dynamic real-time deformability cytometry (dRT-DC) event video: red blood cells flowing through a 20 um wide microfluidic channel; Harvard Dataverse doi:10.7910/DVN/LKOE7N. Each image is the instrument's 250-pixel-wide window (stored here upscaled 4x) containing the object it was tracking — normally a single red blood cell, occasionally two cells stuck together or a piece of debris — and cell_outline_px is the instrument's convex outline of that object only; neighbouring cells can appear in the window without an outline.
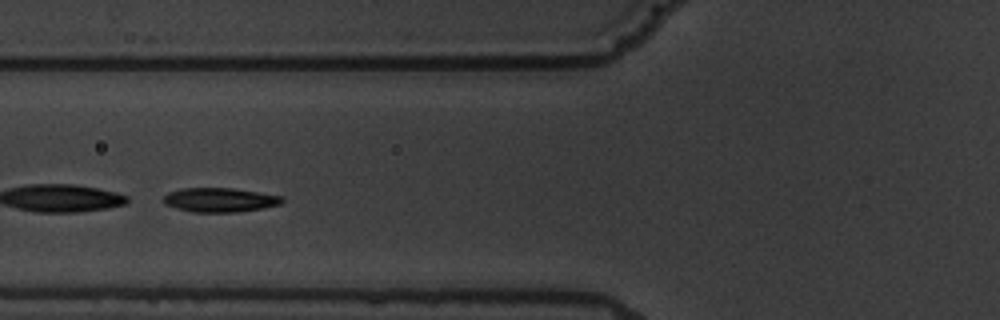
{"species": "common noctule bat (a hibernating species)", "species_latin": "Nyctalus noctula", "temperature_condition": "warm", "stored_images_in_passage": 8, "segment_of_instrument_passage": [2, 2], "camera_frame_rate_fps": 3000, "um_per_image_px": 0.085, "animal": {"sex": "male", "body_mass_g": 19.5, "forearm_length_mm": 54.6}, "frame": {"image": 1, "passage_image": 5, "time_ms": 5.0, "image_size_px": [1000, 320], "cell_outline_px": [[284, 200], [280, 204], [260, 208], [236, 212], [192, 212], [176, 208], [164, 204], [164, 196], [168, 192], [180, 188], [232, 188], [284, 196]], "centroid_in_image_um": [18.66, 16.98], "position_along_channel_um": 107.1, "area_um2": 16.7}}